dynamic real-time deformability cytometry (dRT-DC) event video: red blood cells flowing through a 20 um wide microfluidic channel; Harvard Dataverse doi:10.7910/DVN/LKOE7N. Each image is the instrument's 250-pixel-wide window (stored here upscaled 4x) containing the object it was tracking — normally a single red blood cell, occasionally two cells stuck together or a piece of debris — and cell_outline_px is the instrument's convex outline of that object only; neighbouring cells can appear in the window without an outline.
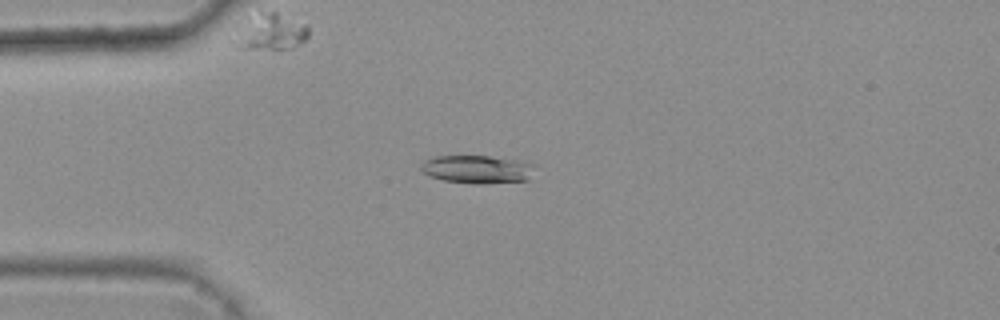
{"species": "common noctule bat (a hibernating species)", "species_latin": "Nyctalus noctula", "temperature_condition": "warm", "stored_images_in_passage": 41, "camera_frame_rate_fps": 3000, "um_per_image_px": 0.085, "animal": {"sex": "female", "body_mass_g": 25.1}, "frame": {"image": 1, "passage_image": 9, "time_ms": 2.667, "image_size_px": [1000, 320], "cell_outline_px": [[536, 164], [528, 180], [484, 184], [480, 184], [444, 180], [432, 176], [424, 172], [420, 168], [420, 164], [424, 160], [432, 156], [488, 156], [528, 160]], "centroid_in_image_um": [40.63, 14.37], "position_along_channel_um": 44.4, "area_um2": 18.9}}
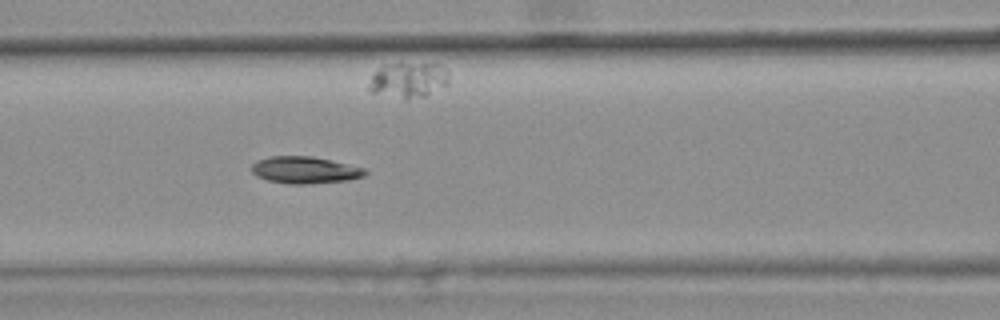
{"frame": {"image": 2, "passage_image": 18, "time_ms": 5.667, "image_size_px": [1000, 320], "cell_outline_px": [[368, 172], [364, 176], [348, 180], [308, 184], [288, 184], [268, 180], [256, 176], [252, 172], [252, 164], [256, 160], [268, 156], [312, 156], [368, 168]], "centroid_in_image_um": [25.93, 14.45], "position_along_channel_um": 140.7, "area_um2": 18.03}}
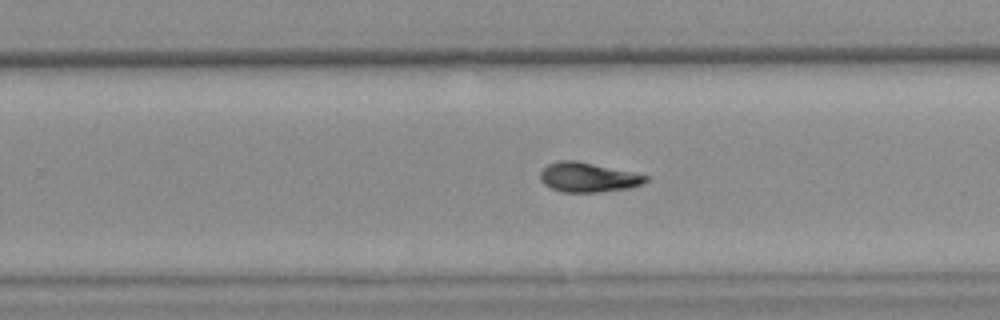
{"frame": {"image": 3, "passage_image": 29, "time_ms": 9.333, "image_size_px": [1000, 320], "cell_outline_px": [[648, 180], [640, 184], [628, 188], [596, 192], [564, 192], [552, 188], [544, 184], [540, 180], [540, 172], [548, 164], [560, 160], [576, 160], [648, 176]], "centroid_in_image_um": [49.93, 15.07], "position_along_channel_um": 279.9, "area_um2": 17.8}, "authors_computed_cell_mechanics": {"area_um2": 18.0336, "velocity_mm_per_s": 3.7996, "shape_relaxation_time_tau1_ms": 7.0664, "shape_relaxation_time_tau2_ms": 10.7173, "deformation_change_tau1": 0.1584, "deformation_change_tau2": 0.117}}